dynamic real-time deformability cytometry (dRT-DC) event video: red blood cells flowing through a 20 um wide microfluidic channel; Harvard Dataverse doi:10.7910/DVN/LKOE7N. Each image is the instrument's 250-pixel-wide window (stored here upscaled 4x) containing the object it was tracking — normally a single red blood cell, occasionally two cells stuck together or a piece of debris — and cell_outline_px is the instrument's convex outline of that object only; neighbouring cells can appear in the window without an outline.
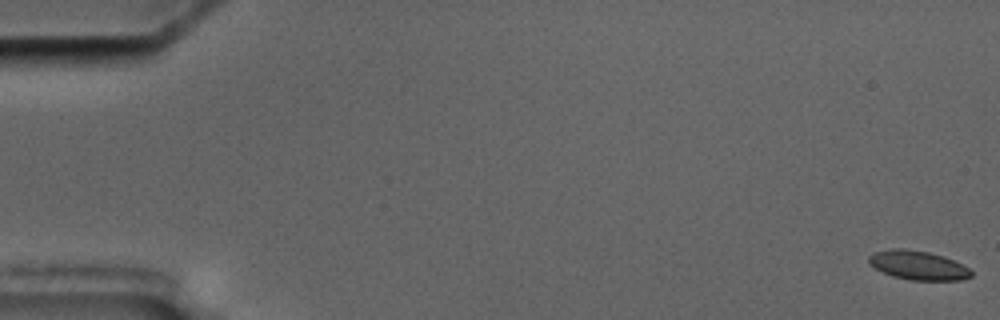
{"species": "common noctule bat (a hibernating species)", "species_latin": "Nyctalus noctula", "temperature_condition": "cold", "stored_images_in_passage": 6, "camera_frame_rate_fps": 3000, "um_per_image_px": 0.085, "animal": {"sex": "male", "body_mass_g": 17.5, "forearm_length_mm": 52.3}, "frame": {"image": 1, "passage_image": 1, "time_ms": 0.0, "image_size_px": [1000, 320], "cell_outline_px": [[972, 276], [960, 280], [912, 280], [892, 276], [868, 264], [868, 256], [872, 252], [892, 248], [904, 248], [928, 252], [944, 256], [968, 268], [972, 272]], "centroid_in_image_um": [77.99, 22.54], "position_along_channel_um": 7.0, "area_um2": 17.28}}
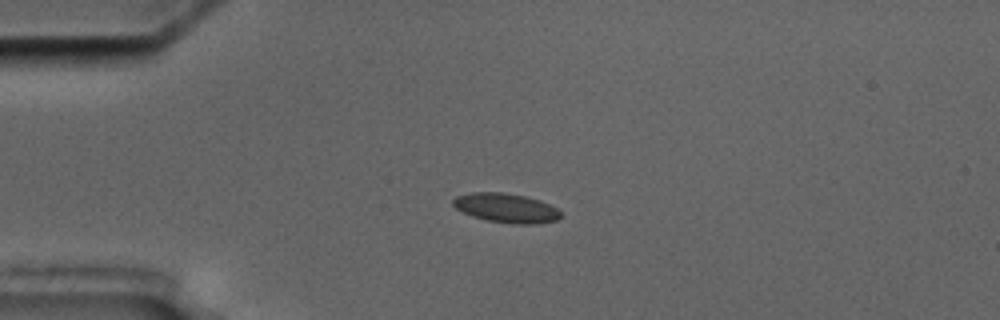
{"frame": {"image": 2, "passage_image": 5, "time_ms": 4.667, "image_size_px": [1000, 320], "cell_outline_px": [[564, 216], [556, 220], [536, 224], [512, 224], [488, 220], [472, 216], [456, 208], [452, 204], [452, 200], [456, 196], [472, 192], [504, 192], [524, 196], [540, 200], [556, 208]], "centroid_in_image_um": [43.03, 17.68], "position_along_channel_um": 42.0, "area_um2": 18.38}}